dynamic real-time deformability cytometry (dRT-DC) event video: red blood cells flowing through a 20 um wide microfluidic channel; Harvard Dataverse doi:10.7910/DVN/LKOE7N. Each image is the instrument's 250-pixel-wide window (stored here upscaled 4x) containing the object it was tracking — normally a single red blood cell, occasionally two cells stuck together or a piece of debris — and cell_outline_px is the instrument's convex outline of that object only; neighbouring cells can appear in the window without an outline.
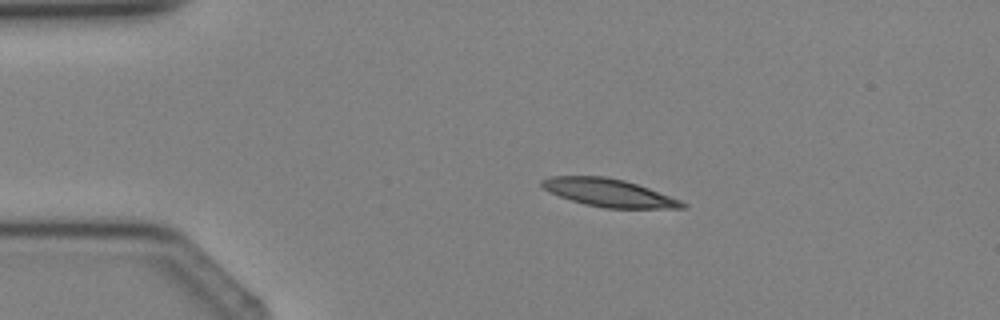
{"species": "Egyptian fruit bat (a non-hibernating species)", "species_latin": "Rousettus aegyptiacus", "temperature_condition": "cold", "stored_images_in_passage": 4, "camera_frame_rate_fps": 3000, "um_per_image_px": 0.085, "animal": {"sex": "female"}, "frame": {"image": 1, "passage_image": 2, "time_ms": 1.333, "image_size_px": [1000, 320], "cell_outline_px": [[688, 208], [604, 208], [584, 204], [560, 196], [544, 188], [540, 184], [540, 180], [552, 176], [608, 176], [624, 180], [648, 188], [680, 200], [688, 204]], "centroid_in_image_um": [51.76, 16.38], "position_along_channel_um": 33.2, "area_um2": 22.6}}
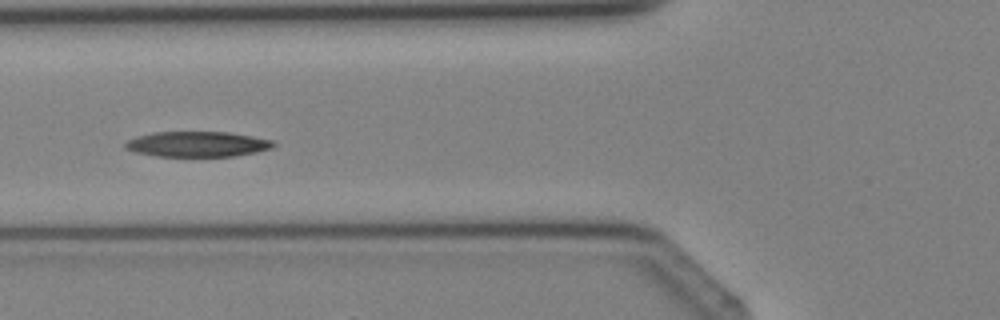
{"frame": {"image": 2, "passage_image": 4, "time_ms": 3.667, "image_size_px": [1000, 320], "cell_outline_px": [[276, 144], [272, 148], [256, 152], [236, 156], [156, 156], [136, 152], [124, 148], [124, 144], [128, 140], [140, 136], [156, 132], [228, 132], [276, 140]], "centroid_in_image_um": [16.84, 12.25], "position_along_channel_um": 109.0, "area_um2": 21.85}}